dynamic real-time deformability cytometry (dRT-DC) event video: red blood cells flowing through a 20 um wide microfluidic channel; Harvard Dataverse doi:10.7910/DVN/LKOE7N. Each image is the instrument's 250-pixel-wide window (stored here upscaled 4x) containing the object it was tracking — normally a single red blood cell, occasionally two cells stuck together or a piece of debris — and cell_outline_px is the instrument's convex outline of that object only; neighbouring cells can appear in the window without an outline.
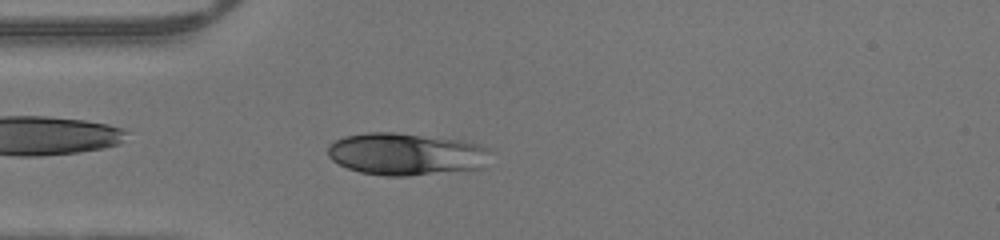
{"species": "human", "species_latin": "Homo sapiens", "temperature_condition": "warm", "stored_images_in_passage": 45, "camera_frame_rate_fps": 3000, "um_per_image_px": 0.085, "donor": {"sex": "male"}, "frame": {"image": 1, "passage_image": 11, "time_ms": 3.333, "image_size_px": [1000, 240], "cell_outline_px": [[492, 148], [484, 168], [408, 176], [384, 176], [360, 172], [348, 168], [332, 160], [328, 156], [328, 144], [344, 136], [368, 132], [396, 132], [464, 140], [480, 144]], "centroid_in_image_um": [34.55, 13.09], "position_along_channel_um": 50.4, "area_um2": 40.52}}
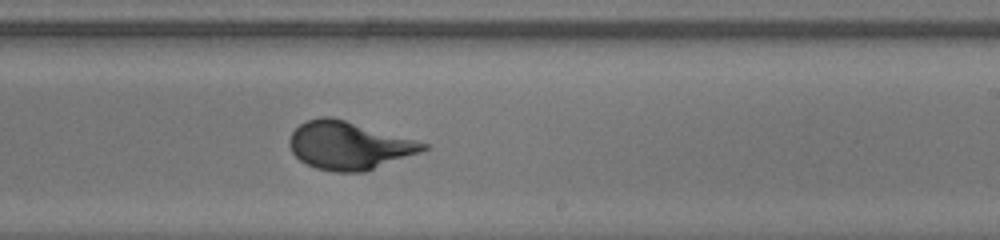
{"frame": {"image": 2, "passage_image": 26, "time_ms": 8.333, "image_size_px": [1000, 240], "cell_outline_px": [[428, 148], [420, 152], [364, 172], [332, 172], [316, 168], [300, 160], [292, 152], [288, 144], [288, 140], [292, 132], [300, 124], [308, 120], [320, 116], [332, 116], [428, 144]], "centroid_in_image_um": [29.61, 12.37], "position_along_channel_um": 259.4, "area_um2": 37.05}}
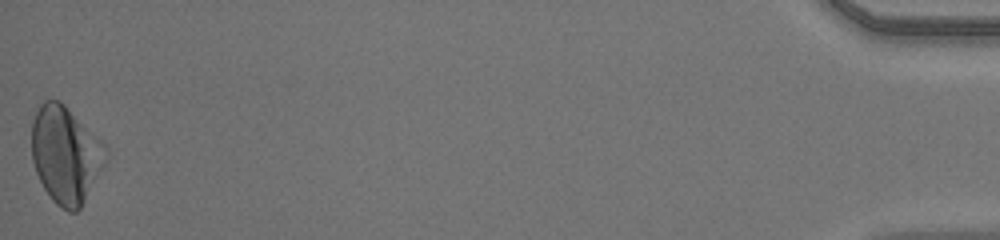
{"frame": {"image": 3, "passage_image": 45, "time_ms": 14.667, "image_size_px": [1000, 240], "cell_outline_px": [[108, 160], [80, 208], [76, 212], [68, 212], [60, 208], [52, 200], [44, 188], [36, 172], [32, 160], [32, 120], [40, 104], [44, 100], [60, 100], [108, 148]], "centroid_in_image_um": [5.58, 13.16], "position_along_channel_um": 429.6, "area_um2": 41.91}}